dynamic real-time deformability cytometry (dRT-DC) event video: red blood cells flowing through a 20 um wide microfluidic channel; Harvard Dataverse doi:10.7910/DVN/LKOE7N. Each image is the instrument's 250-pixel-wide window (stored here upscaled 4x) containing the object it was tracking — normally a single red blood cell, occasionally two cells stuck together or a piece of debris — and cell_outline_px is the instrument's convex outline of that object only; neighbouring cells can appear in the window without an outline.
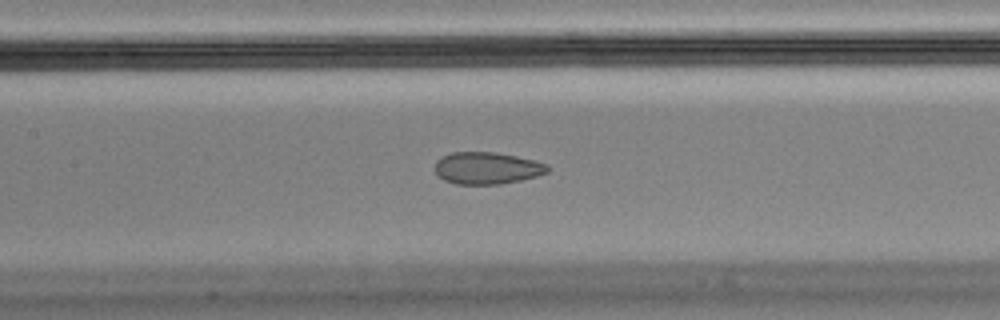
{"species": "Egyptian fruit bat (a non-hibernating species)", "species_latin": "Rousettus aegyptiacus", "temperature_condition": "cold", "stored_images_in_passage": 54, "camera_frame_rate_fps": 3000, "um_per_image_px": 0.085, "animal": {"sex": "male"}, "frame": {"image": 1, "passage_image": 24, "time_ms": 7.667, "image_size_px": [1000, 320], "cell_outline_px": [[548, 172], [536, 176], [520, 180], [500, 184], [456, 184], [444, 180], [436, 172], [436, 160], [452, 152], [496, 152], [536, 160], [548, 164]], "centroid_in_image_um": [41.42, 14.28], "position_along_channel_um": 166.0, "area_um2": 20.92}, "authors_computed_cell_mechanics": {"area_um2": 22.9177, "velocity_mm_per_s": 3.5878, "shape_relaxation_time_tau1_ms": null, "shape_relaxation_time_tau2_ms": 1.2153, "deformation_change_tau1": null, "deformation_change_tau2": 0.057}}